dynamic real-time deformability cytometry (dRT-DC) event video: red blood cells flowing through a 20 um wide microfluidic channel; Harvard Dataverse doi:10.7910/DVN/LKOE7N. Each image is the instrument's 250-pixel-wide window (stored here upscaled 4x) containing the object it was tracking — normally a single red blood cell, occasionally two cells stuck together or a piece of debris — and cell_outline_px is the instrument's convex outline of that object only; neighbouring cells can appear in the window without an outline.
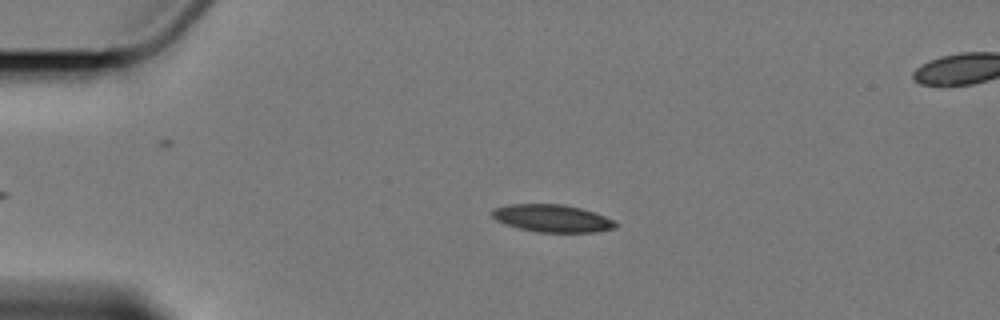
{"species": "Egyptian fruit bat (a non-hibernating species)", "species_latin": "Rousettus aegyptiacus", "temperature_condition": "cold", "stored_images_in_passage": 4, "segment_of_instrument_passage": [1, 2], "camera_frame_rate_fps": 3000, "um_per_image_px": 0.085, "animal": {"sex": "female"}, "frame": {"image": 1, "passage_image": 2, "time_ms": 1.333, "image_size_px": [1000, 320], "cell_outline_px": [[616, 228], [596, 232], [540, 232], [520, 228], [496, 220], [492, 216], [492, 208], [508, 204], [564, 204], [580, 208], [604, 216], [612, 220], [616, 224]], "centroid_in_image_um": [46.92, 18.55], "position_along_channel_um": 38.1, "area_um2": 19.54}}